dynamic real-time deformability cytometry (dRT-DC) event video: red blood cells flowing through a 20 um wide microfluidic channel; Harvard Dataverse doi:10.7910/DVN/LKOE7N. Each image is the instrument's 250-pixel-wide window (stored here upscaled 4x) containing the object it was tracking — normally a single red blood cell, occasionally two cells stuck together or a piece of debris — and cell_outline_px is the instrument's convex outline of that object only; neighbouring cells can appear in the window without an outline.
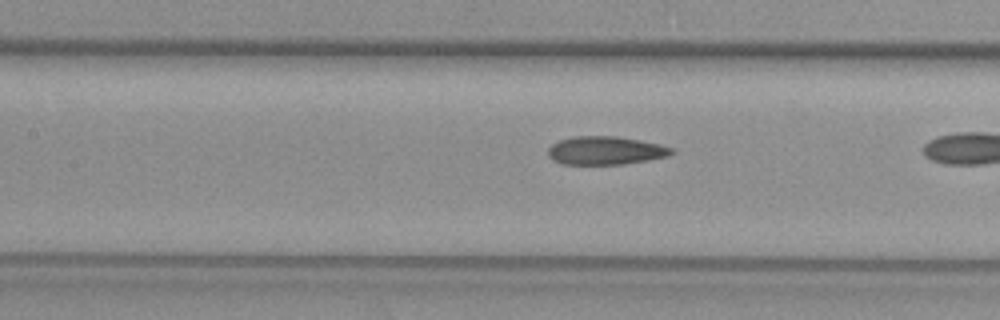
{"species": "common noctule bat (a hibernating species)", "species_latin": "Nyctalus noctula", "temperature_condition": "warm", "stored_images_in_passage": 27, "camera_frame_rate_fps": 3000, "um_per_image_px": 0.085, "animal": {"sex": "female", "body_mass_g": 29.2, "forearm_length_mm": 56.3}, "frame": {"image": 1, "passage_image": 20, "time_ms": 6.333, "image_size_px": [1000, 320], "cell_outline_px": [[676, 152], [668, 156], [648, 160], [624, 164], [564, 164], [552, 160], [548, 156], [548, 148], [552, 144], [560, 140], [572, 136], [616, 136], [640, 140], [660, 144], [672, 148]], "centroid_in_image_um": [51.47, 12.79], "position_along_channel_um": 155.9, "area_um2": 20.46}}
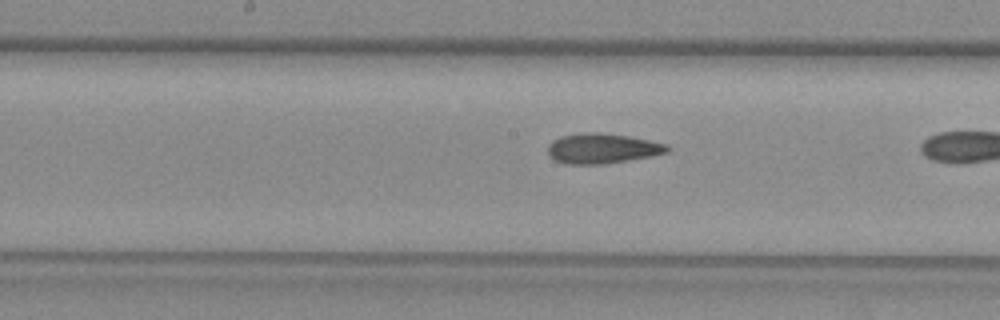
{"frame": {"image": 2, "passage_image": 23, "time_ms": 7.333, "image_size_px": [1000, 320], "cell_outline_px": [[672, 148], [668, 152], [652, 156], [600, 164], [564, 164], [548, 156], [548, 144], [552, 140], [560, 136], [580, 132], [600, 132], [628, 136], [668, 144]], "centroid_in_image_um": [51.17, 12.6], "position_along_channel_um": 197.0, "area_um2": 21.1}}